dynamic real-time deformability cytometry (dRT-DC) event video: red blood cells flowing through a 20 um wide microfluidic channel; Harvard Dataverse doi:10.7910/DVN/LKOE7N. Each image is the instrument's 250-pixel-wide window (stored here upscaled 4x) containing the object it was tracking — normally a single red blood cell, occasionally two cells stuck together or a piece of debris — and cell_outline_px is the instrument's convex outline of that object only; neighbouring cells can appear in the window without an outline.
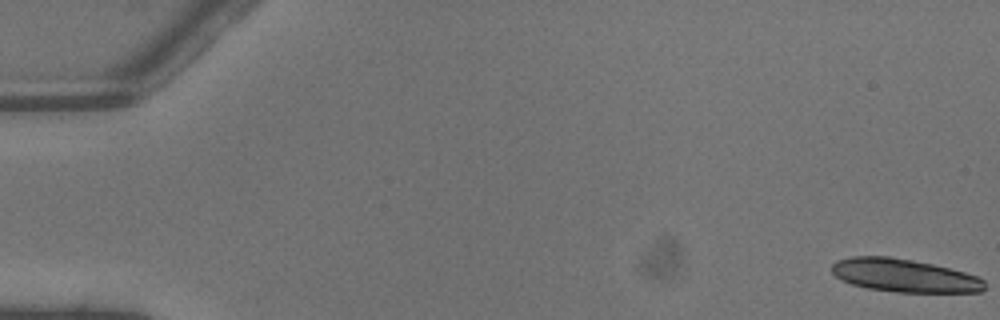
{"species": "common noctule bat (a hibernating species)", "species_latin": "Nyctalus noctula", "temperature_condition": "warm", "stored_images_in_passage": 4, "camera_frame_rate_fps": 3000, "um_per_image_px": 0.085, "animal": {"sex": "male", "body_mass_g": 13.3}, "frame": {"image": 1, "passage_image": 1, "time_ms": 0.0, "image_size_px": [1000, 320], "cell_outline_px": [[984, 288], [980, 292], [900, 292], [868, 288], [852, 284], [840, 280], [832, 272], [832, 264], [836, 260], [852, 256], [888, 256], [912, 260], [932, 264], [964, 272], [976, 276], [984, 280]], "centroid_in_image_um": [76.82, 23.41], "position_along_channel_um": 8.2, "area_um2": 29.3}}